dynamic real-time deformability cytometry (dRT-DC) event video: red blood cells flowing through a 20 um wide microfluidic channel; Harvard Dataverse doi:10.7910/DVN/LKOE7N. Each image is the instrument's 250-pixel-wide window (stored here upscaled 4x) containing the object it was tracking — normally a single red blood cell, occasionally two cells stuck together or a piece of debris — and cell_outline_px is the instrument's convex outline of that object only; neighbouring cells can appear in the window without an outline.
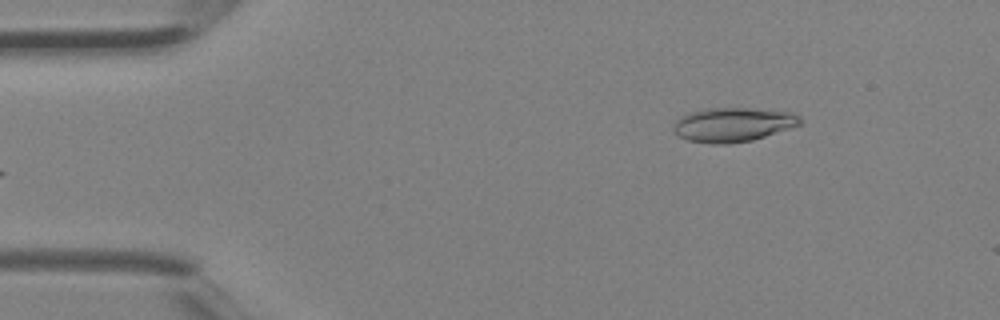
{"species": "Egyptian fruit bat (a non-hibernating species)", "species_latin": "Rousettus aegyptiacus", "temperature_condition": "room temperature", "stored_images_in_passage": 3, "camera_frame_rate_fps": 3000, "um_per_image_px": 0.085, "animal": {"sex": "female"}, "frame": {"image": 1, "passage_image": 3, "time_ms": 0.667, "image_size_px": [1000, 320], "cell_outline_px": [[800, 124], [752, 140], [728, 144], [712, 144], [688, 140], [680, 136], [672, 128], [676, 120], [680, 116], [692, 112], [708, 108], [748, 108], [792, 112], [800, 116]], "centroid_in_image_um": [62.27, 10.59], "position_along_channel_um": 22.7, "area_um2": 24.91}}